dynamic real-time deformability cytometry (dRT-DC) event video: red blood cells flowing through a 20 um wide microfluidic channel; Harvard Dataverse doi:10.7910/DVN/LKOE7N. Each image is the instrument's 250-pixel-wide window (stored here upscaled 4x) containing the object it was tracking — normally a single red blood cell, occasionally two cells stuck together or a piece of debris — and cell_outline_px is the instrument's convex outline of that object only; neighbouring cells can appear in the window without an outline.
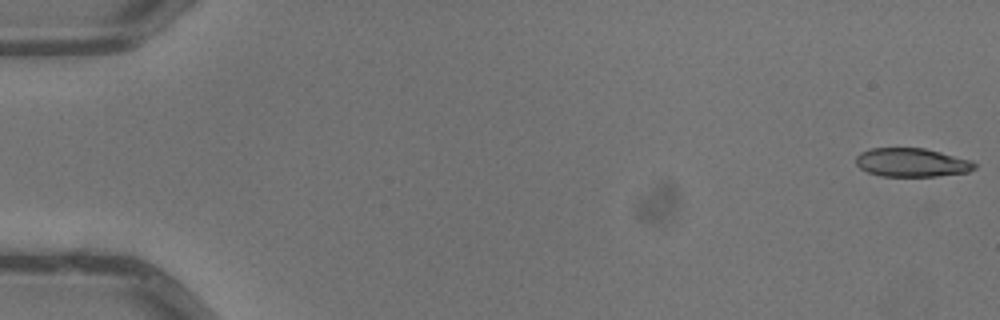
{"species": "common noctule bat (a hibernating species)", "species_latin": "Nyctalus noctula", "temperature_condition": "warm", "stored_images_in_passage": 5, "camera_frame_rate_fps": 3000, "um_per_image_px": 0.085, "animal": {"sex": "male", "body_mass_g": 13.3}, "frame": {"image": 1, "passage_image": 1, "time_ms": 0.0, "image_size_px": [1000, 320], "cell_outline_px": [[976, 168], [968, 172], [936, 176], [880, 176], [868, 172], [860, 168], [856, 164], [856, 156], [860, 152], [872, 148], [924, 148], [972, 160], [976, 164]], "centroid_in_image_um": [77.5, 13.81], "position_along_channel_um": 7.5, "area_um2": 19.83}}
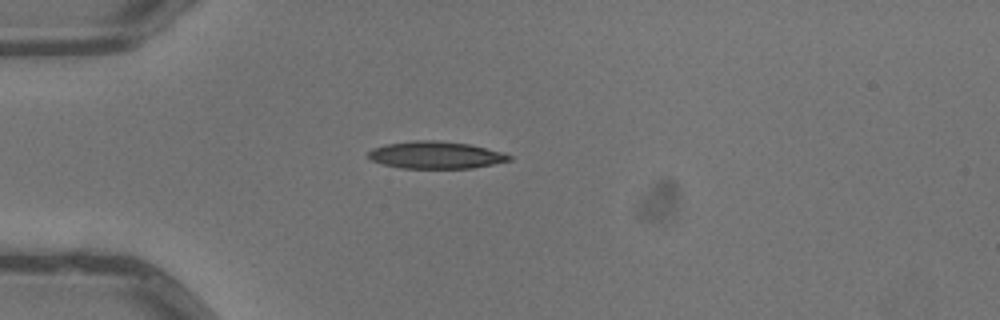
{"frame": {"image": 2, "passage_image": 4, "time_ms": 1.0, "image_size_px": [1000, 320], "cell_outline_px": [[512, 160], [472, 168], [400, 168], [384, 164], [372, 160], [368, 156], [368, 152], [372, 148], [384, 144], [412, 140], [436, 140], [468, 144], [504, 152], [512, 156]], "centroid_in_image_um": [37.03, 13.17], "position_along_channel_um": 48.0, "area_um2": 22.37}}